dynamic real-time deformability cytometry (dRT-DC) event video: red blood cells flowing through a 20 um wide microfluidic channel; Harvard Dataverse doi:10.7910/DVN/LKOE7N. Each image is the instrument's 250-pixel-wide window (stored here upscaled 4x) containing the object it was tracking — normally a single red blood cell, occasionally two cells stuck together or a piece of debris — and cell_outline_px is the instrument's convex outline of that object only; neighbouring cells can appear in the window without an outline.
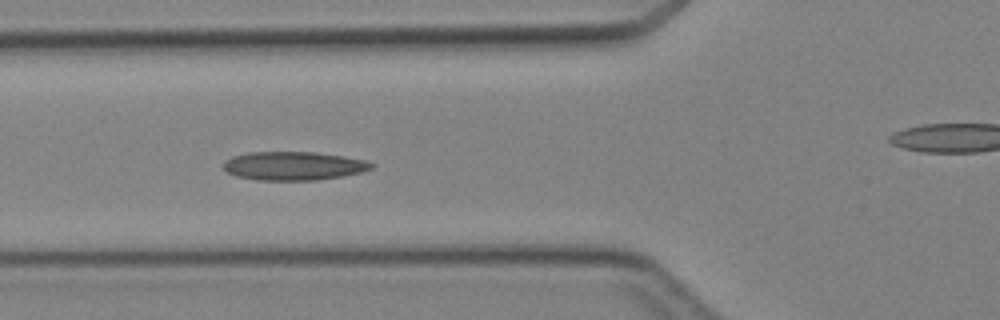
{"species": "Egyptian fruit bat (a non-hibernating species)", "species_latin": "Rousettus aegyptiacus", "temperature_condition": "cold", "stored_images_in_passage": 6, "camera_frame_rate_fps": 3000, "um_per_image_px": 0.085, "animal": {"sex": "female"}, "frame": {"image": 1, "passage_image": 5, "time_ms": 4.667, "image_size_px": [1000, 320], "cell_outline_px": [[376, 164], [372, 168], [360, 172], [340, 176], [316, 180], [256, 180], [236, 176], [228, 172], [224, 168], [224, 160], [232, 156], [248, 152], [316, 152], [344, 156], [364, 160]], "centroid_in_image_um": [24.93, 14.09], "position_along_channel_um": 100.9, "area_um2": 24.62}}